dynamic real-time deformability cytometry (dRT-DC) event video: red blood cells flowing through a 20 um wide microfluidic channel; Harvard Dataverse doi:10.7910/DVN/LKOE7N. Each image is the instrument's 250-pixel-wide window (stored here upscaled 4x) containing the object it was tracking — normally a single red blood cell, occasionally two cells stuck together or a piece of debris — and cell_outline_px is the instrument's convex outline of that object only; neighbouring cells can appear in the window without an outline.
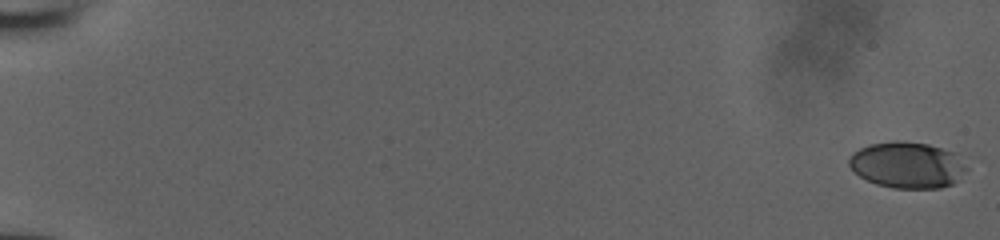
{"species": "human", "species_latin": "Homo sapiens", "temperature_condition": "room temperature", "stored_images_in_passage": 54, "camera_frame_rate_fps": 3000, "um_per_image_px": 0.085, "donor": {"sex": "male"}, "frame": {"image": 1, "passage_image": 1, "time_ms": 0.0, "image_size_px": [1000, 240], "cell_outline_px": [[968, 168], [952, 184], [940, 188], [896, 188], [876, 184], [860, 176], [848, 164], [848, 160], [852, 152], [868, 144], [892, 140], [900, 140], [928, 144], [956, 152]], "centroid_in_image_um": [77.11, 14.0], "position_along_channel_um": 7.9, "area_um2": 31.79}}
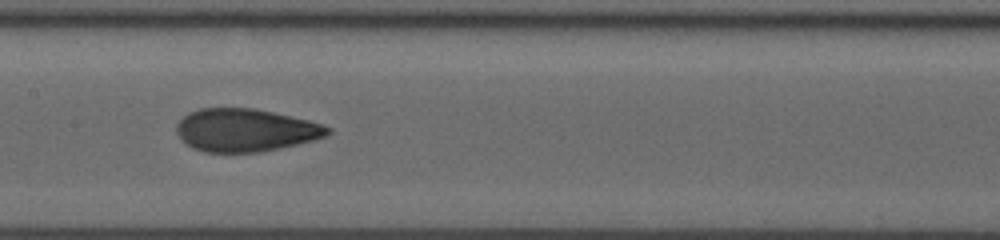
{"frame": {"image": 2, "passage_image": 30, "time_ms": 9.667, "image_size_px": [1000, 240], "cell_outline_px": [[332, 132], [328, 136], [280, 148], [260, 152], [204, 152], [192, 148], [176, 132], [176, 124], [188, 112], [200, 108], [252, 108], [272, 112], [308, 120], [324, 124], [332, 128]], "centroid_in_image_um": [20.88, 11.06], "position_along_channel_um": 186.5, "area_um2": 37.69}}
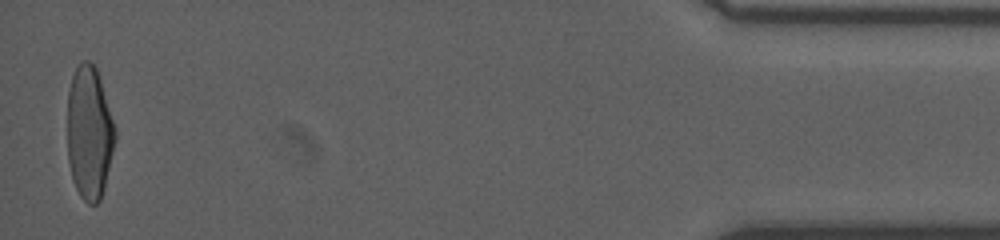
{"frame": {"image": 3, "passage_image": 53, "time_ms": 17.333, "image_size_px": [1000, 240], "cell_outline_px": [[116, 140], [104, 188], [100, 200], [96, 204], [88, 204], [80, 196], [72, 180], [68, 160], [68, 92], [72, 76], [76, 64], [80, 60], [88, 60], [96, 68], [116, 128]], "centroid_in_image_um": [7.59, 11.28], "position_along_channel_um": 427.6, "area_um2": 37.22}}